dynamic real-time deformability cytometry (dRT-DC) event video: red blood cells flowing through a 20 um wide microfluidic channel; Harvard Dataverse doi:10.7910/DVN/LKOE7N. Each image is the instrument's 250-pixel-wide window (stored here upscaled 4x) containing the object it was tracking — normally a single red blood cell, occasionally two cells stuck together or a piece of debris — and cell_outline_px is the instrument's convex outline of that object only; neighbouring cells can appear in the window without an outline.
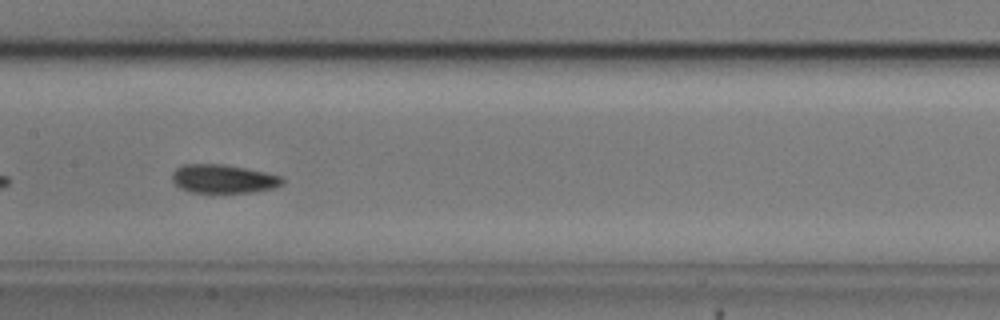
{"species": "common noctule bat (a hibernating species)", "species_latin": "Nyctalus noctula", "temperature_condition": "cold", "stored_images_in_passage": 28, "camera_frame_rate_fps": 3000, "um_per_image_px": 0.085, "animal": {"sex": "male", "body_mass_g": 20.5, "forearm_length_mm": 52.5}, "frame": {"image": 1, "passage_image": 12, "time_ms": 3.667, "image_size_px": [1000, 320], "cell_outline_px": [[284, 184], [276, 188], [252, 192], [192, 192], [180, 188], [172, 180], [172, 172], [176, 168], [184, 164], [224, 164], [264, 172], [280, 176], [284, 180]], "centroid_in_image_um": [18.99, 15.2], "position_along_channel_um": 188.4, "area_um2": 18.32}, "authors_computed_cell_mechanics": {"area_um2": 18.2359, "velocity_mm_per_s": 3.6642, "shape_relaxation_time_tau1_ms": null, "shape_relaxation_time_tau2_ms": 8.241, "deformation_change_tau1": null, "deformation_change_tau2": 0.094}}